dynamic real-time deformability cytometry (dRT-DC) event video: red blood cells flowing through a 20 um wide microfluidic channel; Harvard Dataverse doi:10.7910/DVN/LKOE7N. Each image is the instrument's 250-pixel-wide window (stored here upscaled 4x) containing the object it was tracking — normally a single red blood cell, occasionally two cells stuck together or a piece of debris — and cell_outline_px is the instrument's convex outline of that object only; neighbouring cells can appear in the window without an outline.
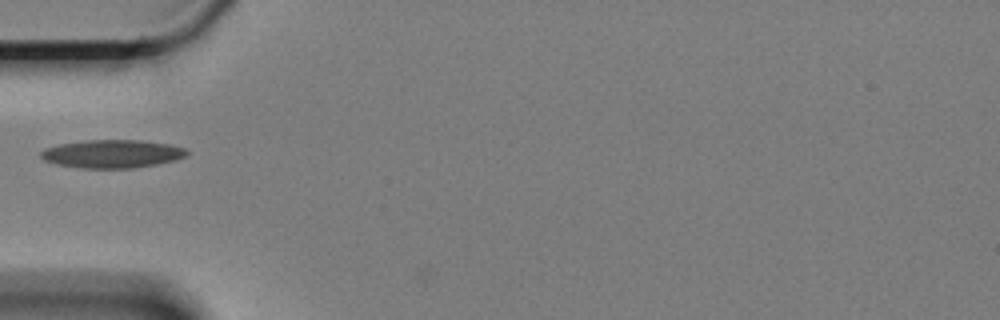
{"species": "Egyptian fruit bat (a non-hibernating species)", "species_latin": "Rousettus aegyptiacus", "temperature_condition": "cold", "stored_images_in_passage": 38, "camera_frame_rate_fps": 3000, "um_per_image_px": 0.085, "animal": {"sex": "female"}, "frame": {"image": 1, "passage_image": 1, "time_ms": 0.0, "image_size_px": [1000, 320], "cell_outline_px": [[188, 156], [176, 160], [156, 164], [132, 168], [84, 168], [56, 164], [44, 160], [40, 156], [40, 152], [44, 148], [60, 144], [84, 140], [140, 140], [172, 144], [188, 148]], "centroid_in_image_um": [9.58, 13.07], "position_along_channel_um": 75.4, "area_um2": 24.16}}
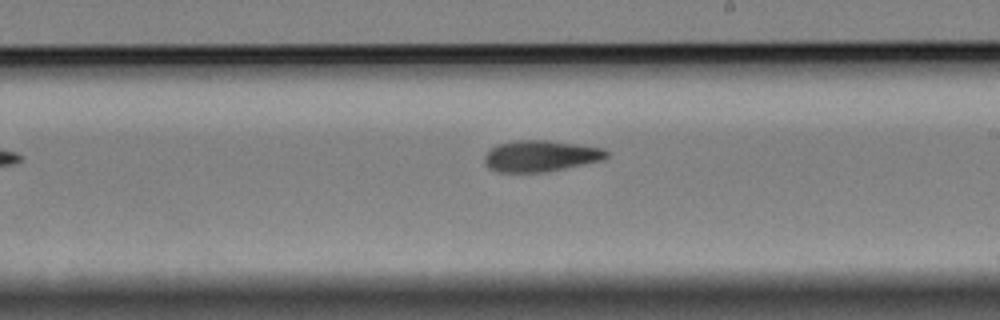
{"frame": {"image": 2, "passage_image": 16, "time_ms": 5.0, "image_size_px": [1000, 320], "cell_outline_px": [[608, 156], [604, 160], [544, 172], [496, 172], [488, 168], [484, 164], [484, 156], [488, 148], [496, 144], [520, 140], [548, 140], [604, 148], [608, 152]], "centroid_in_image_um": [45.91, 13.26], "position_along_channel_um": 243.1, "area_um2": 22.43}}
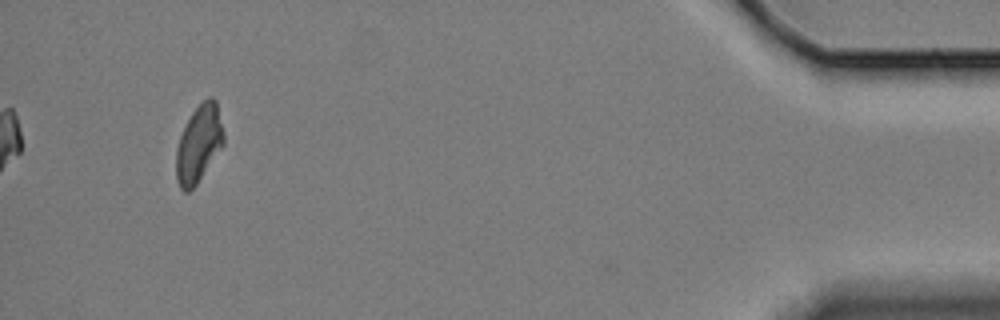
{"frame": {"image": 3, "passage_image": 38, "time_ms": 12.333, "image_size_px": [1000, 320], "cell_outline_px": [[224, 144], [196, 184], [188, 192], [184, 192], [180, 188], [176, 180], [176, 148], [180, 136], [192, 112], [208, 96], [212, 96], [216, 100], [224, 132]], "centroid_in_image_um": [16.9, 12.22], "position_along_channel_um": 418.3, "area_um2": 21.21}}